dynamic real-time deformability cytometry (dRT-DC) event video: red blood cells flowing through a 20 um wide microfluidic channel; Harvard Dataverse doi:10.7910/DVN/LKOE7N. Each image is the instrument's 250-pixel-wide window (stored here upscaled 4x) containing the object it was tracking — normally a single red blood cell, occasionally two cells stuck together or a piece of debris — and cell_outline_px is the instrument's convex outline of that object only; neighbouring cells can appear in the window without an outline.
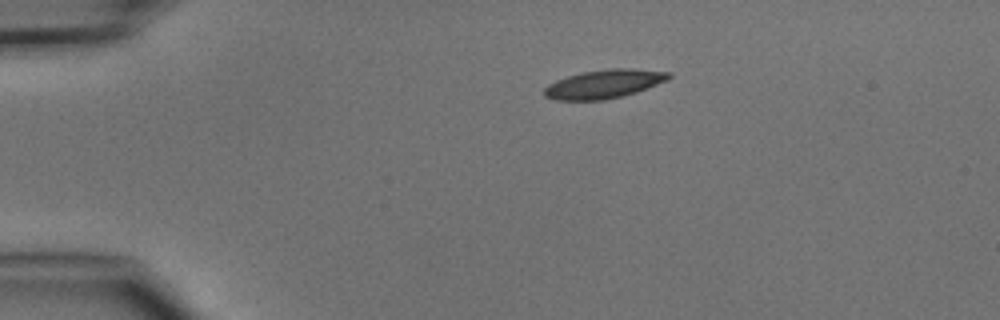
{"species": "common noctule bat (a hibernating species)", "species_latin": "Nyctalus noctula", "temperature_condition": "cold", "stored_images_in_passage": 2, "camera_frame_rate_fps": 3000, "um_per_image_px": 0.085, "animal": {"sex": "male", "body_mass_g": 15.6}, "frame": {"image": 1, "passage_image": 1, "time_ms": 0.0, "image_size_px": [1000, 320], "cell_outline_px": [[672, 76], [668, 80], [636, 92], [604, 100], [556, 100], [544, 96], [544, 88], [548, 84], [556, 80], [568, 76], [584, 72], [608, 68], [632, 68], [672, 72]], "centroid_in_image_um": [51.36, 7.13], "position_along_channel_um": 33.6, "area_um2": 20.81}}